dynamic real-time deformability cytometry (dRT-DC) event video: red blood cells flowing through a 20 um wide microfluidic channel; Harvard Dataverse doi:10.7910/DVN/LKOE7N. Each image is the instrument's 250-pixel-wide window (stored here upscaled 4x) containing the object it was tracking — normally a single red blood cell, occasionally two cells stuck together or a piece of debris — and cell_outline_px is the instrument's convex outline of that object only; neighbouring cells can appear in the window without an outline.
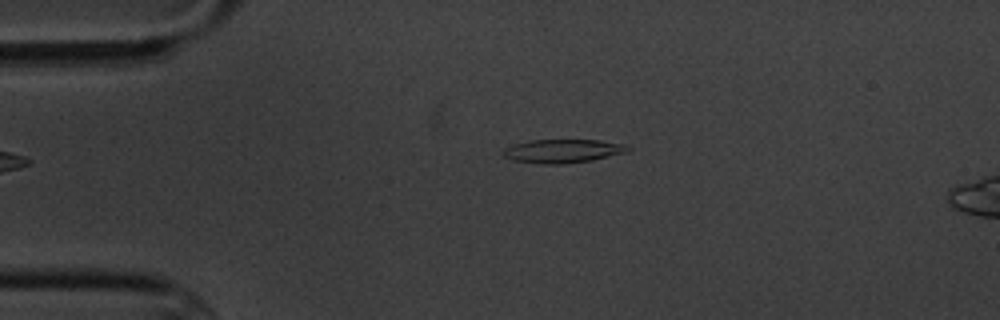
{"species": "common noctule bat (a hibernating species)", "species_latin": "Nyctalus noctula", "temperature_condition": "cold", "stored_images_in_passage": 2, "camera_frame_rate_fps": 3000, "um_per_image_px": 0.085, "animal": {"sex": "male", "body_mass_g": 20.1, "forearm_length_mm": 53.5}, "frame": {"image": 1, "passage_image": 2, "time_ms": 2.0, "image_size_px": [1000, 320], "cell_outline_px": [[632, 148], [628, 152], [592, 160], [564, 164], [540, 164], [512, 160], [504, 156], [500, 152], [504, 148], [512, 144], [532, 140], [600, 140], [624, 144]], "centroid_in_image_um": [47.82, 12.84], "position_along_channel_um": 37.2, "area_um2": 17.34}}